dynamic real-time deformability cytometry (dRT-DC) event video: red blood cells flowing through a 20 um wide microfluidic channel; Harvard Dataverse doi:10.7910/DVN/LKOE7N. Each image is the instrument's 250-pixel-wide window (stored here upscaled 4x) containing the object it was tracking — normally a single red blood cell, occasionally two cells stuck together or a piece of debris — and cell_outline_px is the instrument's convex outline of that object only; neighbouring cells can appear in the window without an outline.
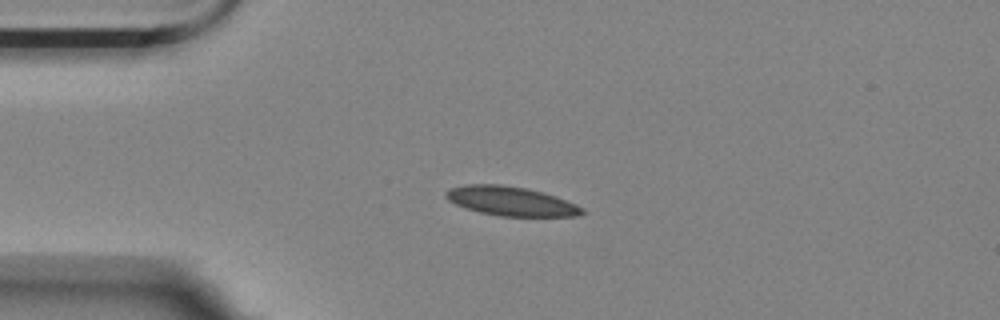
{"species": "Egyptian fruit bat (a non-hibernating species)", "species_latin": "Rousettus aegyptiacus", "temperature_condition": "room temperature", "stored_images_in_passage": 3, "camera_frame_rate_fps": 3000, "um_per_image_px": 0.085, "animal": {"sex": "female"}, "frame": {"image": 1, "passage_image": 2, "time_ms": 1.333, "image_size_px": [1000, 320], "cell_outline_px": [[584, 212], [576, 216], [500, 216], [480, 212], [464, 208], [448, 200], [444, 196], [444, 192], [448, 188], [464, 184], [500, 184], [524, 188], [556, 196], [576, 204], [584, 208]], "centroid_in_image_um": [43.37, 17.09], "position_along_channel_um": 41.6, "area_um2": 23.18}}